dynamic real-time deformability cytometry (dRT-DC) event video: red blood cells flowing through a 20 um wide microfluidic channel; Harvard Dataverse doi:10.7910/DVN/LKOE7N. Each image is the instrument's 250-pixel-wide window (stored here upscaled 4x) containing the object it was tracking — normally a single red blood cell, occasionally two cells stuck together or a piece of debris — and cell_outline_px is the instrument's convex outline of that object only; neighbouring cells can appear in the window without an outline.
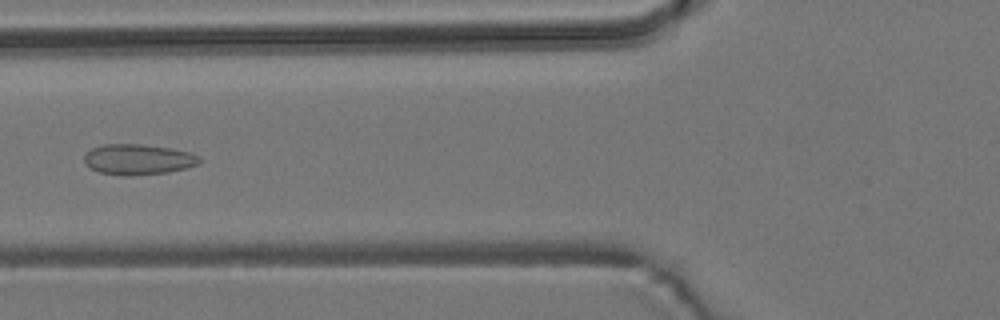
{"species": "common noctule bat (a hibernating species)", "species_latin": "Nyctalus noctula", "temperature_condition": "room temperature", "stored_images_in_passage": 6, "camera_frame_rate_fps": 3000, "um_per_image_px": 0.085, "animal": {"sex": "male", "body_mass_g": 19.2, "forearm_length_mm": 51.8}, "frame": {"image": 1, "passage_image": 5, "time_ms": 5.0, "image_size_px": [1000, 320], "cell_outline_px": [[200, 164], [188, 168], [168, 172], [128, 176], [124, 176], [100, 172], [88, 168], [84, 164], [84, 156], [92, 148], [104, 144], [140, 144], [172, 148], [192, 152], [200, 156]], "centroid_in_image_um": [11.77, 13.55], "position_along_channel_um": 114.0, "area_um2": 20.81}}
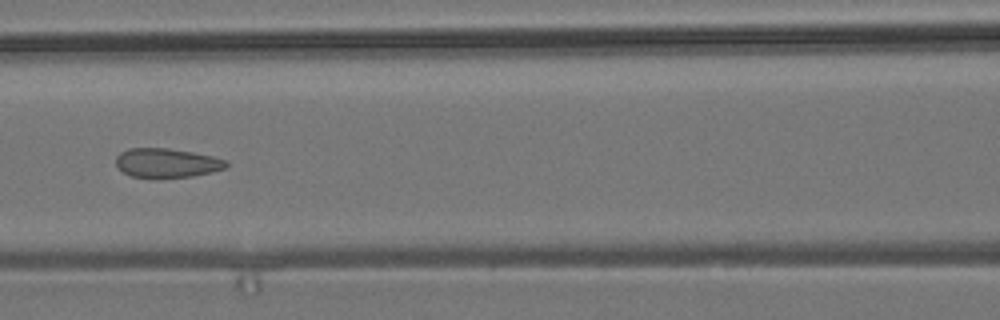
{"frame": {"image": 2, "passage_image": 6, "time_ms": 6.0, "image_size_px": [1000, 320], "cell_outline_px": [[228, 164], [224, 168], [212, 172], [192, 176], [160, 180], [132, 176], [124, 172], [116, 164], [116, 156], [120, 152], [128, 148], [168, 148], [192, 152], [212, 156], [228, 160]], "centroid_in_image_um": [14.17, 13.87], "position_along_channel_um": 152.4, "area_um2": 19.19}}